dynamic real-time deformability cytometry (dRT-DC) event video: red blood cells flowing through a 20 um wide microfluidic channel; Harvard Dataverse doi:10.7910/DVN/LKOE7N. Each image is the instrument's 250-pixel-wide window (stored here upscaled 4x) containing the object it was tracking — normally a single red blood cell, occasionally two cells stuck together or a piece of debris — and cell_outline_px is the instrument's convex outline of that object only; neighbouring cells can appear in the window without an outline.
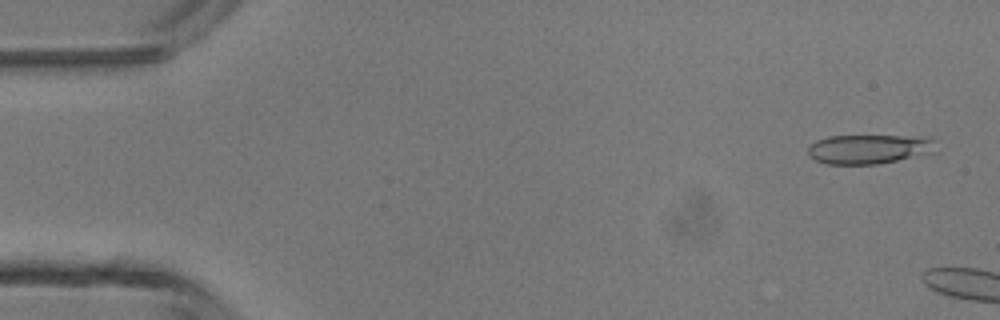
{"species": "common noctule bat (a hibernating species)", "species_latin": "Nyctalus noctula", "temperature_condition": "room temperature", "stored_images_in_passage": 5, "camera_frame_rate_fps": 3000, "um_per_image_px": 0.085, "animal": {"sex": "male", "body_mass_g": 13.3}, "frame": {"image": 1, "passage_image": 2, "time_ms": 0.333, "image_size_px": [1000, 320], "cell_outline_px": [[936, 152], [876, 164], [828, 164], [816, 160], [808, 156], [808, 148], [816, 140], [828, 136], [932, 136], [936, 140]], "centroid_in_image_um": [73.92, 12.66], "position_along_channel_um": 11.1, "area_um2": 22.08}}